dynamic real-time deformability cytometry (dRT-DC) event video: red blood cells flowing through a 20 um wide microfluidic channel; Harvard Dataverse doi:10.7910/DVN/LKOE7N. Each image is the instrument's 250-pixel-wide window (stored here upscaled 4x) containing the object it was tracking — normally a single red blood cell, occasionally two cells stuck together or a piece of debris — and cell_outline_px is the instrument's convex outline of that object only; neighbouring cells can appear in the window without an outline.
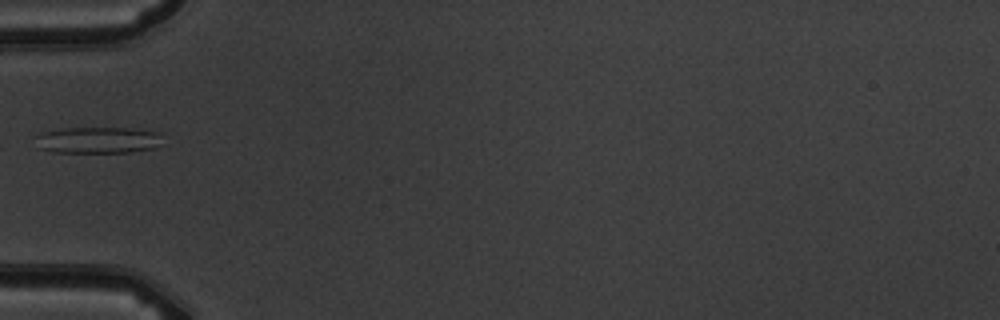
{"species": "common noctule bat (a hibernating species)", "species_latin": "Nyctalus noctula", "temperature_condition": "warm", "stored_images_in_passage": 5, "camera_frame_rate_fps": 3000, "um_per_image_px": 0.085, "animal": {"sex": "male", "body_mass_g": 19.5, "forearm_length_mm": 54.6}, "frame": {"image": 1, "passage_image": 4, "time_ms": 3.333, "image_size_px": [1000, 320], "cell_outline_px": [[160, 144], [156, 148], [132, 152], [52, 152], [40, 148], [36, 136], [40, 132], [60, 128], [128, 128], [160, 132]], "centroid_in_image_um": [8.33, 11.9], "position_along_channel_um": 76.7, "area_um2": 19.59}}
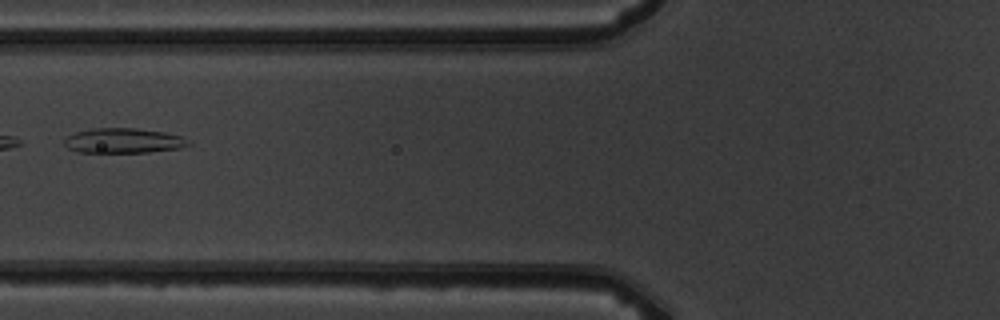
{"frame": {"image": 2, "passage_image": 5, "time_ms": 4.333, "image_size_px": [1000, 320], "cell_outline_px": [[192, 144], [180, 148], [148, 152], [80, 152], [68, 148], [64, 144], [64, 140], [68, 136], [76, 132], [92, 128], [136, 128], [164, 132], [184, 136]], "centroid_in_image_um": [10.53, 11.95], "position_along_channel_um": 115.3, "area_um2": 18.03}}